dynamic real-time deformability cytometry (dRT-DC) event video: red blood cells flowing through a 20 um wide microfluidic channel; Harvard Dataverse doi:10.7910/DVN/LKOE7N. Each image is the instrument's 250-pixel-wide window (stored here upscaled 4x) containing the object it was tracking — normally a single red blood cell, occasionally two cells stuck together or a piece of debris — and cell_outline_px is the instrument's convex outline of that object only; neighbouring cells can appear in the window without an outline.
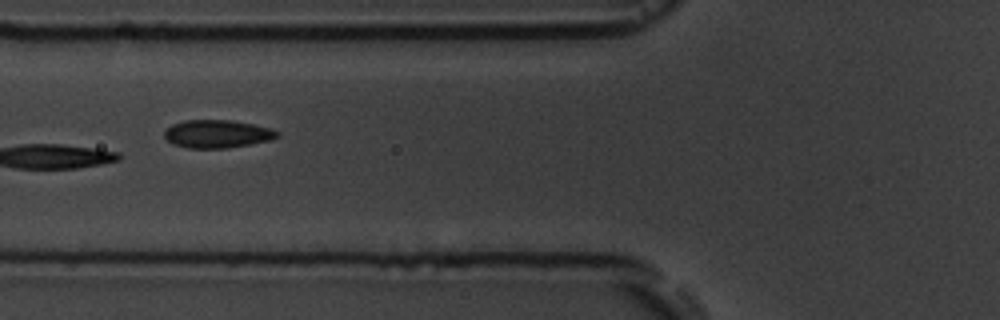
{"species": "common noctule bat (a hibernating species)", "species_latin": "Nyctalus noctula", "temperature_condition": "room temperature", "stored_images_in_passage": 5, "camera_frame_rate_fps": 3000, "um_per_image_px": 0.085, "animal": {"sex": "male", "body_mass_g": 19.5, "forearm_length_mm": 54.6}, "frame": {"image": 1, "passage_image": 5, "time_ms": 4.667, "image_size_px": [1000, 320], "cell_outline_px": [[280, 136], [272, 140], [228, 148], [188, 148], [172, 144], [164, 136], [164, 132], [172, 124], [184, 120], [232, 120], [272, 128], [280, 132]], "centroid_in_image_um": [18.5, 11.38], "position_along_channel_um": 107.3, "area_um2": 18.55}}